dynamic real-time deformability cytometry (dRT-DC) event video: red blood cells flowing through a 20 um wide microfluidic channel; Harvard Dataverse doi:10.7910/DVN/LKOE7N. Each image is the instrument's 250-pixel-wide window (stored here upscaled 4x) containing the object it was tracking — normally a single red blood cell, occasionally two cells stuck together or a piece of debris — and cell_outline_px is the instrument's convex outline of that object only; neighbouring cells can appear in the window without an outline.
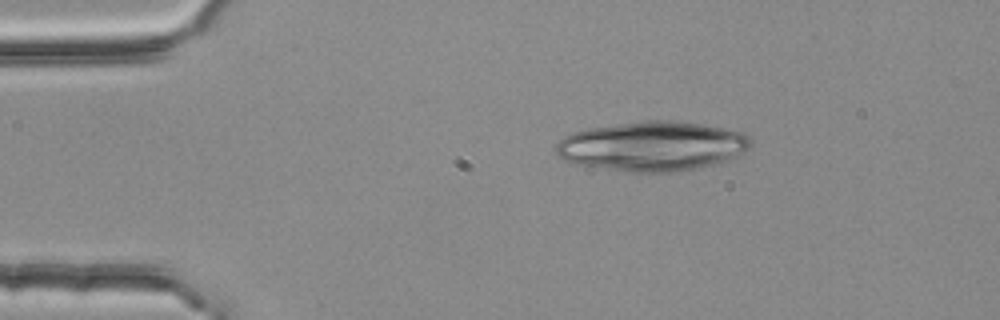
{"species": "common noctule bat (a hibernating species)", "species_latin": "Nyctalus noctula", "temperature_condition": "room temperature", "stored_images_in_passage": 2, "camera_frame_rate_fps": 3000, "um_per_image_px": 0.085, "animal": {"sex": "female", "body_mass_g": 25.1}, "frame": {"image": 1, "passage_image": 1, "time_ms": 0.0, "image_size_px": [1000, 320], "cell_outline_px": [[752, 144], [744, 152], [728, 160], [696, 168], [676, 172], [632, 172], [576, 164], [564, 160], [556, 156], [556, 144], [564, 136], [572, 132], [588, 128], [640, 120], [668, 120], [704, 124], [744, 132], [752, 140]], "centroid_in_image_um": [55.44, 12.41], "position_along_channel_um": 29.6, "area_um2": 56.59}}